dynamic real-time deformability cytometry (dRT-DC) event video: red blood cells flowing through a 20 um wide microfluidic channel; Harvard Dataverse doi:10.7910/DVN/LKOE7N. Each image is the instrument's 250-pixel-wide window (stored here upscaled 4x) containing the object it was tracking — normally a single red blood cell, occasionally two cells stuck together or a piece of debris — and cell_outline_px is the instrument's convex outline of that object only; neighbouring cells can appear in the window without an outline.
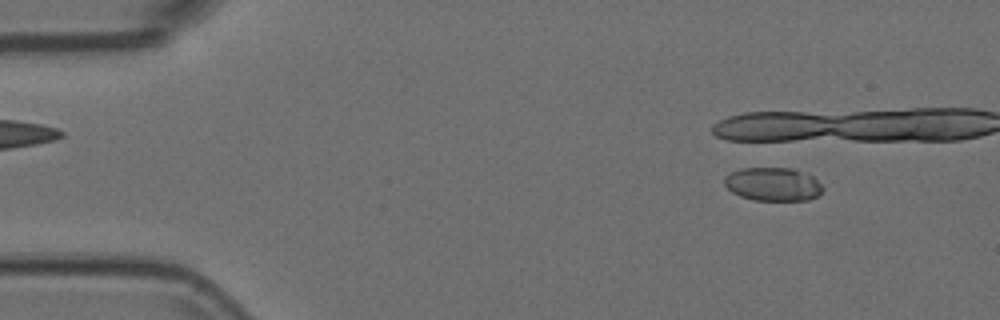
{"species": "Egyptian fruit bat (a non-hibernating species)", "species_latin": "Rousettus aegyptiacus", "temperature_condition": "room temperature", "stored_images_in_passage": 8, "camera_frame_rate_fps": 3000, "um_per_image_px": 0.085, "animal": {"sex": "female"}, "frame": {"image": 1, "passage_image": 6, "time_ms": 1.667, "image_size_px": [1000, 320], "cell_outline_px": [[824, 188], [816, 196], [808, 200], [752, 200], [740, 196], [732, 192], [724, 184], [724, 176], [740, 168], [792, 168], [812, 176]], "centroid_in_image_um": [65.67, 15.66], "position_along_channel_um": 19.3, "area_um2": 19.07}}